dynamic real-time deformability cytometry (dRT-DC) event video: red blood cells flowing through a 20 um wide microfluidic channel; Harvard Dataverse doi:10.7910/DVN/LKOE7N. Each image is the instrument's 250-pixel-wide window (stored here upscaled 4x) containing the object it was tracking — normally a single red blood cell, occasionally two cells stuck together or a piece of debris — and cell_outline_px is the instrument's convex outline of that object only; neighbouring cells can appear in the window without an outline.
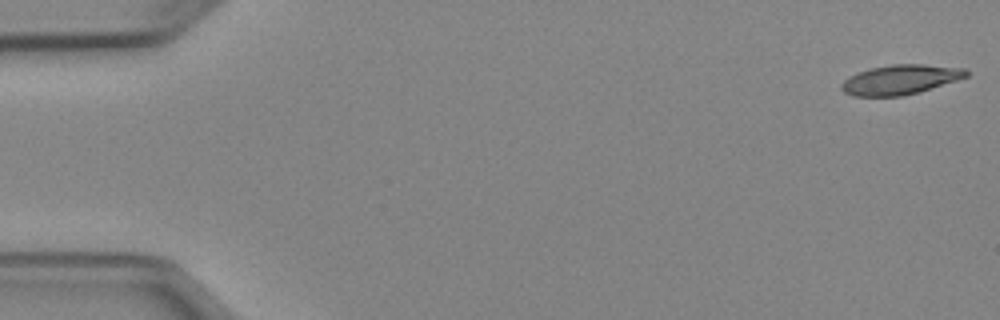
{"species": "Egyptian fruit bat (a non-hibernating species)", "species_latin": "Rousettus aegyptiacus", "temperature_condition": "cold", "stored_images_in_passage": 51, "camera_frame_rate_fps": 3000, "um_per_image_px": 0.085, "animal": {"sex": "female"}, "frame": {"image": 1, "passage_image": 1, "time_ms": 0.0, "image_size_px": [1000, 320], "cell_outline_px": [[968, 76], [920, 92], [904, 96], [852, 96], [844, 92], [840, 88], [840, 84], [848, 76], [868, 68], [892, 64], [924, 64], [964, 68], [968, 72]], "centroid_in_image_um": [76.48, 6.77], "position_along_channel_um": 8.5, "area_um2": 21.73}}
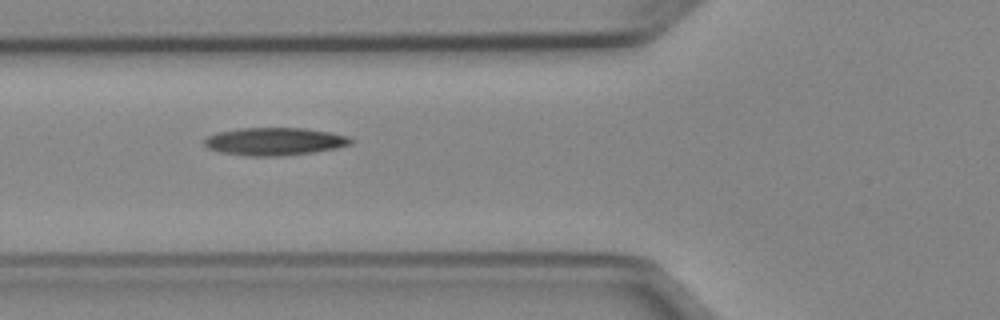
{"frame": {"image": 2, "passage_image": 19, "time_ms": 6.0, "image_size_px": [1000, 320], "cell_outline_px": [[356, 140], [352, 144], [336, 148], [312, 152], [284, 156], [248, 156], [220, 152], [208, 148], [204, 144], [204, 140], [208, 136], [216, 132], [240, 128], [304, 128], [332, 132], [348, 136]], "centroid_in_image_um": [23.37, 12.02], "position_along_channel_um": 102.4, "area_um2": 23.87}}
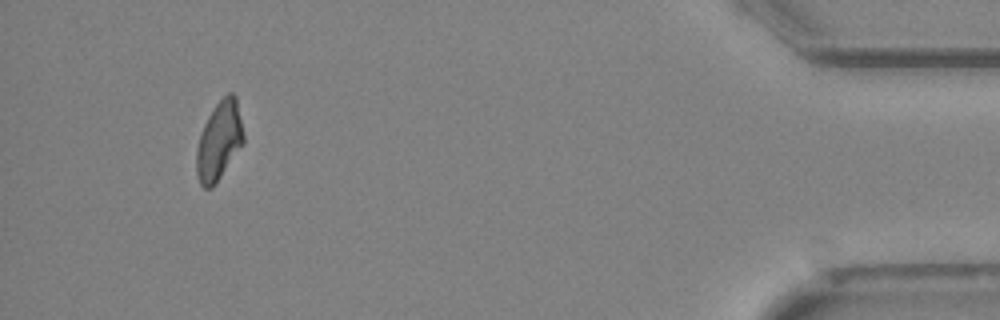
{"frame": {"image": 3, "passage_image": 48, "time_ms": 15.667, "image_size_px": [1000, 320], "cell_outline_px": [[244, 144], [212, 188], [204, 188], [200, 184], [196, 176], [196, 148], [200, 132], [208, 116], [216, 104], [228, 92], [232, 92], [236, 96], [244, 132]], "centroid_in_image_um": [18.62, 11.97], "position_along_channel_um": 416.6, "area_um2": 21.79}, "authors_computed_cell_mechanics": {"area_um2": 22.4842, "velocity_mm_per_s": 3.9472, "shape_relaxation_time_tau1_ms": 10.8895, "shape_relaxation_time_tau2_ms": null, "deformation_change_tau1": 0.2281, "deformation_change_tau2": null}}